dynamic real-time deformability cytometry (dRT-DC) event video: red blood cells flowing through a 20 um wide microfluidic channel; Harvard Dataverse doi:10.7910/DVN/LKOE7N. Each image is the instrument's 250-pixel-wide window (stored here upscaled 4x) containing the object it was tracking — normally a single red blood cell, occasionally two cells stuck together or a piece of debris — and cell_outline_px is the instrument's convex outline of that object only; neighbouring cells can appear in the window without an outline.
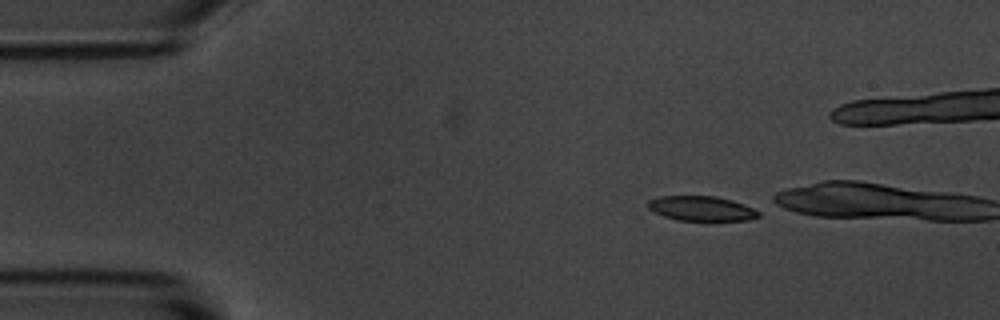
{"species": "common noctule bat (a hibernating species)", "species_latin": "Nyctalus noctula", "temperature_condition": "room temperature", "stored_images_in_passage": 8, "camera_frame_rate_fps": 3000, "um_per_image_px": 0.085, "animal": {"sex": "male", "body_mass_g": 20.1, "forearm_length_mm": 53.5}, "frame": {"image": 1, "passage_image": 1, "time_ms": 0.0, "image_size_px": [1000, 320], "cell_outline_px": [[760, 216], [748, 220], [680, 220], [664, 216], [648, 208], [648, 200], [660, 196], [716, 196], [732, 200], [744, 204], [760, 212]], "centroid_in_image_um": [59.64, 17.71], "position_along_channel_um": 25.4, "area_um2": 15.78}}